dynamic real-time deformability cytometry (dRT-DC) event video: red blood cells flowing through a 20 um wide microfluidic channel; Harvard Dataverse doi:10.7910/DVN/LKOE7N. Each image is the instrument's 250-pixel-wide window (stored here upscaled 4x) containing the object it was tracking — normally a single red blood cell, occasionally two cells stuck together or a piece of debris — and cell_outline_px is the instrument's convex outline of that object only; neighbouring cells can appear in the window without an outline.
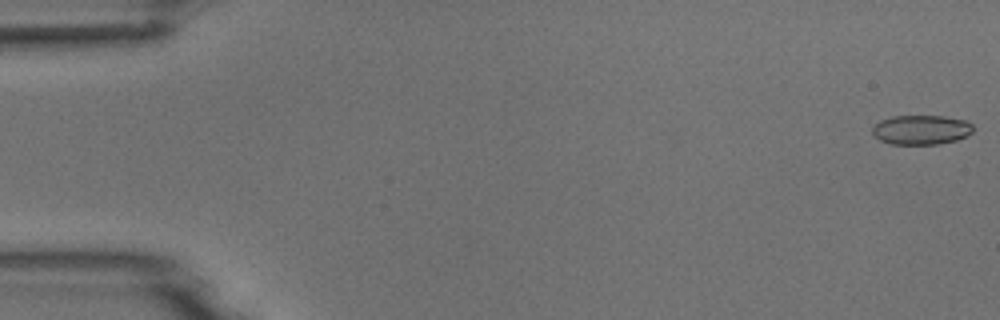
{"species": "common noctule bat (a hibernating species)", "species_latin": "Nyctalus noctula", "temperature_condition": "room temperature", "stored_images_in_passage": 5, "camera_frame_rate_fps": 3000, "um_per_image_px": 0.085, "animal": {"sex": "male", "body_mass_g": 18.8}, "frame": {"image": 1, "passage_image": 1, "time_ms": 0.0, "image_size_px": [1000, 320], "cell_outline_px": [[972, 132], [968, 136], [956, 140], [936, 144], [892, 144], [880, 140], [872, 136], [872, 128], [880, 120], [892, 116], [944, 116], [968, 120], [972, 124]], "centroid_in_image_um": [78.3, 11.03], "position_along_channel_um": 6.7, "area_um2": 17.46}}
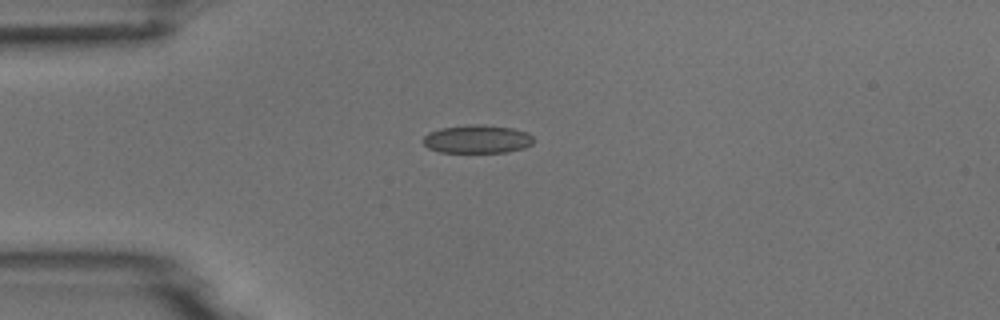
{"frame": {"image": 2, "passage_image": 4, "time_ms": 4.333, "image_size_px": [1000, 320], "cell_outline_px": [[532, 144], [524, 148], [504, 152], [440, 152], [428, 148], [424, 144], [424, 136], [428, 132], [440, 128], [472, 124], [480, 124], [512, 128], [528, 132], [532, 136]], "centroid_in_image_um": [40.55, 11.82], "position_along_channel_um": 44.4, "area_um2": 18.15}}
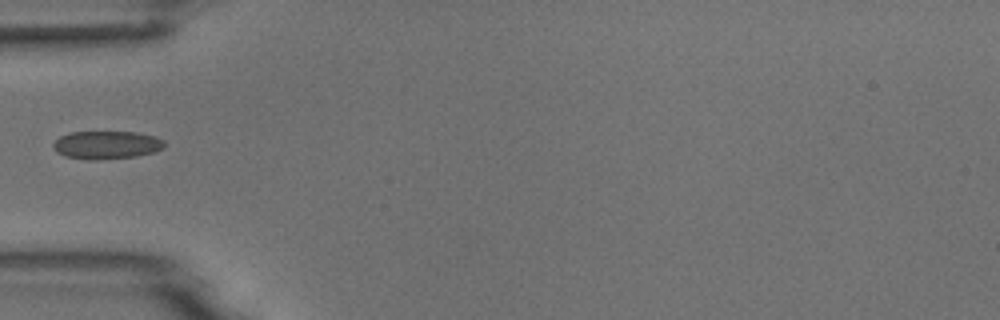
{"frame": {"image": 3, "passage_image": 5, "time_ms": 5.667, "image_size_px": [1000, 320], "cell_outline_px": [[164, 148], [156, 152], [136, 156], [96, 160], [88, 160], [64, 156], [56, 152], [52, 148], [52, 144], [60, 136], [72, 132], [136, 132], [156, 136], [164, 140]], "centroid_in_image_um": [9.06, 12.32], "position_along_channel_um": 75.9, "area_um2": 18.38}}